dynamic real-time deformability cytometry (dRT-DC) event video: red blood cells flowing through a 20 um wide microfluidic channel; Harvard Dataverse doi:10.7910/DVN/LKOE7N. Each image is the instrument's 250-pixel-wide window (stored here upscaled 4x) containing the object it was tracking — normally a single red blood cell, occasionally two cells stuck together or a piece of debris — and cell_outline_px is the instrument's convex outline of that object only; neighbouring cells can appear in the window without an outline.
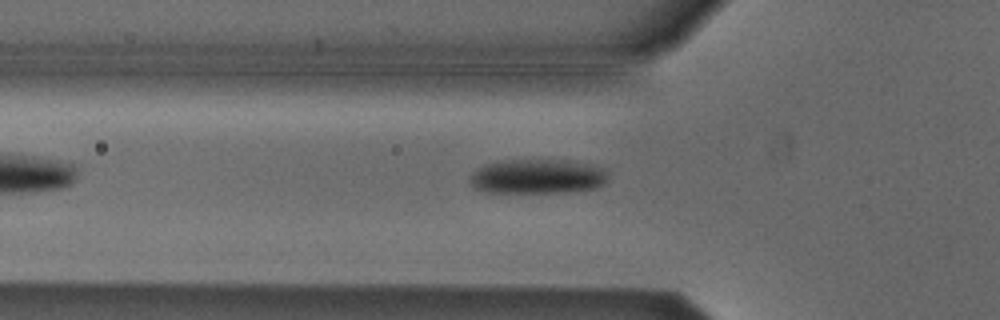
{"species": "Egyptian fruit bat (a non-hibernating species)", "species_latin": "Rousettus aegyptiacus", "temperature_condition": "cold", "stored_images_in_passage": 38, "camera_frame_rate_fps": 3000, "um_per_image_px": 0.085, "animal": {"sex": "male"}, "frame": {"image": 1, "passage_image": 2, "time_ms": 0.333, "image_size_px": [1000, 320], "cell_outline_px": [[604, 180], [600, 184], [592, 188], [564, 192], [488, 192], [476, 188], [468, 180], [472, 172], [488, 164], [508, 160], [568, 160], [592, 164], [604, 168]], "centroid_in_image_um": [45.64, 14.99], "position_along_channel_um": 80.2, "area_um2": 27.22}}
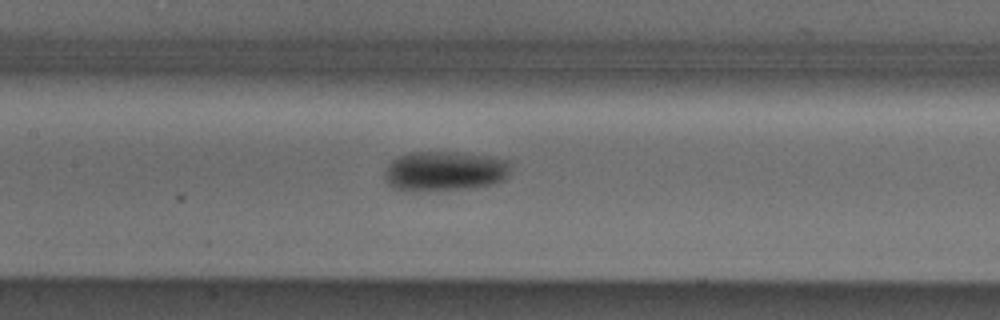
{"frame": {"image": 2, "passage_image": 9, "time_ms": 2.667, "image_size_px": [1000, 320], "cell_outline_px": [[508, 176], [504, 180], [492, 184], [464, 188], [416, 192], [392, 188], [384, 180], [384, 172], [388, 164], [392, 160], [408, 152], [460, 152], [488, 156], [508, 160]], "centroid_in_image_um": [37.73, 14.55], "position_along_channel_um": 169.7, "area_um2": 29.36}}
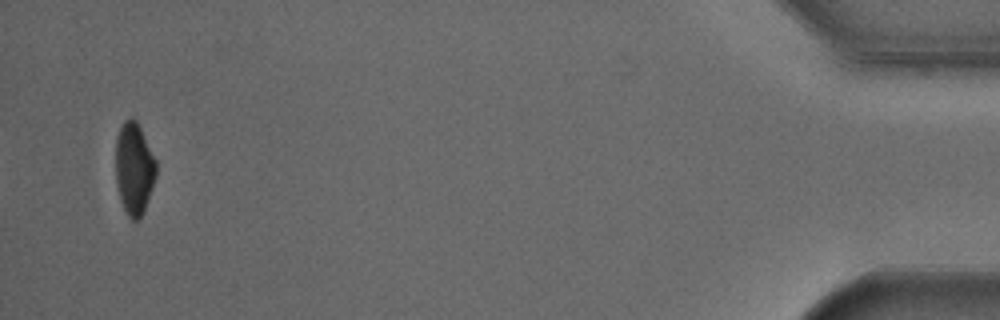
{"frame": {"image": 3, "passage_image": 36, "time_ms": 11.667, "image_size_px": [1000, 320], "cell_outline_px": [[156, 176], [144, 212], [136, 220], [132, 220], [128, 216], [120, 200], [116, 184], [116, 136], [124, 120], [132, 116], [136, 120], [156, 160]], "centroid_in_image_um": [11.39, 14.32], "position_along_channel_um": 423.8, "area_um2": 21.68}, "authors_computed_cell_mechanics": {"area_um2": 27.1371, "velocity_mm_per_s": 3.8128, "shape_relaxation_time_tau1_ms": 2.9773, "shape_relaxation_time_tau2_ms": null, "deformation_change_tau1": 0.1149, "deformation_change_tau2": null}}